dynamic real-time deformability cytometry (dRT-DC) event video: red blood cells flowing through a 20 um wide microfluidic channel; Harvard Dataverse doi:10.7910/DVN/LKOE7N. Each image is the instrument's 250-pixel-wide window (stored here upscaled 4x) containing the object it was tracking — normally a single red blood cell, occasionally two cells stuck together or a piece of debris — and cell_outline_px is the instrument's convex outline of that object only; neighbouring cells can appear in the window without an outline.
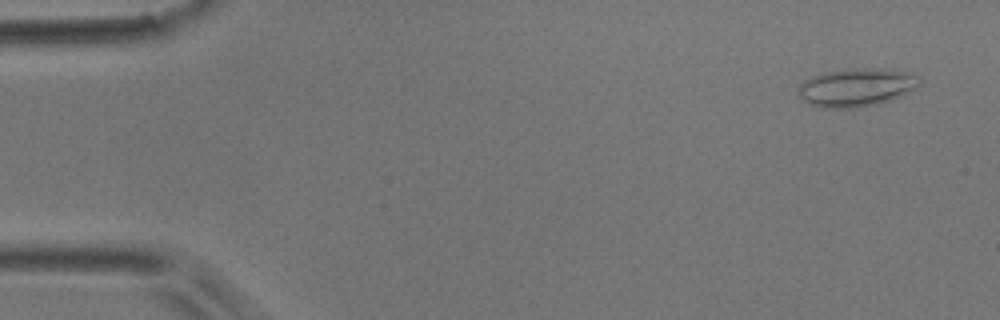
{"species": "common noctule bat (a hibernating species)", "species_latin": "Nyctalus noctula", "temperature_condition": "room temperature", "stored_images_in_passage": 10, "camera_frame_rate_fps": 3000, "um_per_image_px": 0.085, "animal": {"sex": "male", "body_mass_g": 17.9}, "frame": {"image": 1, "passage_image": 3, "time_ms": 0.667, "image_size_px": [1000, 320], "cell_outline_px": [[920, 84], [908, 92], [888, 100], [876, 104], [856, 108], [820, 108], [808, 104], [800, 100], [796, 92], [800, 84], [804, 80], [812, 76], [844, 68], [884, 68], [904, 72], [920, 76]], "centroid_in_image_um": [72.72, 7.43], "position_along_channel_um": 12.3, "area_um2": 27.22}}